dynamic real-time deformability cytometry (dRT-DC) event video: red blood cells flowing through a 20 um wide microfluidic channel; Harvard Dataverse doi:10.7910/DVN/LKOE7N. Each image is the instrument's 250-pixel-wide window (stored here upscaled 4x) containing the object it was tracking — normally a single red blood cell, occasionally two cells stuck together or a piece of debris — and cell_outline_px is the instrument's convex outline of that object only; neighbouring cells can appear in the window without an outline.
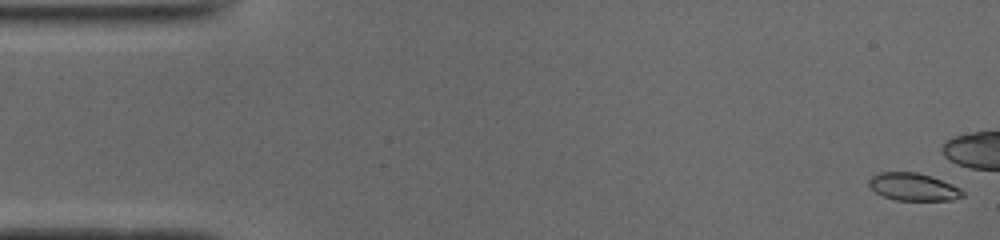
{"species": "common noctule bat (a hibernating species)", "species_latin": "Nyctalus noctula", "temperature_condition": "cold", "stored_images_in_passage": 40, "camera_frame_rate_fps": 3000, "um_per_image_px": 0.085, "animal": {"sex": "male", "body_mass_g": 19.0, "forearm_length_mm": 50.8}, "frame": {"image": 1, "passage_image": 1, "time_ms": 0.0, "image_size_px": [1000, 240], "cell_outline_px": [[964, 196], [952, 200], [896, 200], [884, 196], [876, 192], [868, 184], [868, 180], [872, 176], [880, 172], [916, 172], [932, 176], [952, 184], [960, 188], [964, 192]], "centroid_in_image_um": [77.65, 15.88], "position_along_channel_um": 7.4, "area_um2": 15.03}}
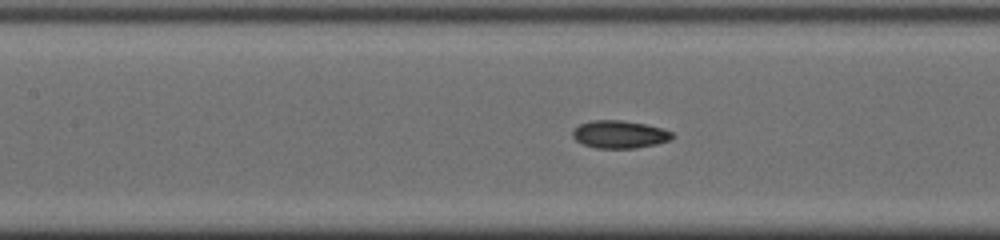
{"frame": {"image": 2, "passage_image": 22, "time_ms": 7.0, "image_size_px": [1000, 240], "cell_outline_px": [[676, 136], [668, 140], [656, 144], [636, 148], [596, 148], [584, 144], [576, 140], [572, 136], [572, 132], [580, 124], [592, 120], [620, 120], [644, 124], [660, 128], [672, 132]], "centroid_in_image_um": [52.66, 11.42], "position_along_channel_um": 154.7, "area_um2": 15.9}}
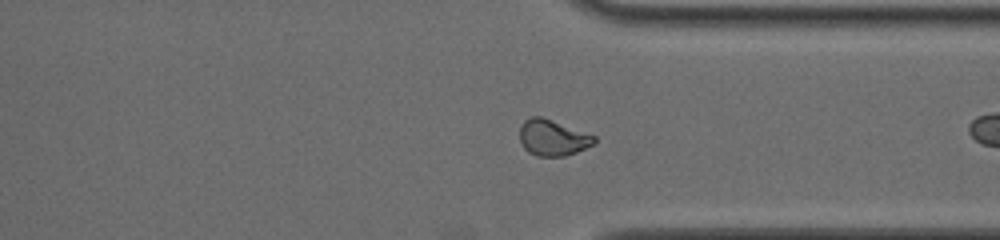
{"frame": {"image": 3, "passage_image": 38, "time_ms": 12.333, "image_size_px": [1000, 240], "cell_outline_px": [[596, 144], [576, 152], [564, 156], [536, 156], [528, 152], [524, 148], [520, 140], [520, 128], [524, 120], [532, 116], [540, 116], [596, 136]], "centroid_in_image_um": [46.99, 11.72], "position_along_channel_um": 364.4, "area_um2": 15.61}}